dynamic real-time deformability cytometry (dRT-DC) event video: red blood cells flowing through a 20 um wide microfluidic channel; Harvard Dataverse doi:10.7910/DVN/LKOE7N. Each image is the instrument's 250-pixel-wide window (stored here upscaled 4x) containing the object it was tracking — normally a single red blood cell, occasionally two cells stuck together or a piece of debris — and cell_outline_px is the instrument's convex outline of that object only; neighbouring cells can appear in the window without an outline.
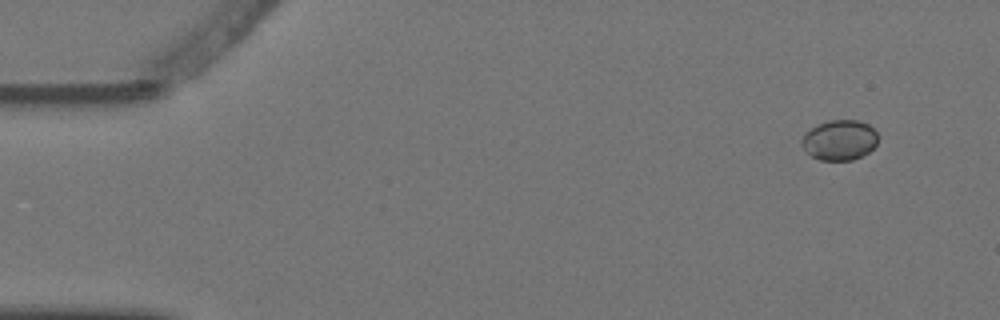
{"species": "Egyptian fruit bat (a non-hibernating species)", "species_latin": "Rousettus aegyptiacus", "temperature_condition": "warm", "stored_images_in_passage": 5, "camera_frame_rate_fps": 3000, "um_per_image_px": 0.085, "animal": {"sex": "female"}, "frame": {"image": 1, "passage_image": 1, "time_ms": 0.0, "image_size_px": [1000, 320], "cell_outline_px": [[876, 144], [868, 152], [852, 160], [820, 160], [812, 156], [800, 144], [800, 140], [816, 124], [828, 120], [860, 120], [868, 124], [876, 132]], "centroid_in_image_um": [71.35, 11.89], "position_along_channel_um": 13.7, "area_um2": 17.69}}